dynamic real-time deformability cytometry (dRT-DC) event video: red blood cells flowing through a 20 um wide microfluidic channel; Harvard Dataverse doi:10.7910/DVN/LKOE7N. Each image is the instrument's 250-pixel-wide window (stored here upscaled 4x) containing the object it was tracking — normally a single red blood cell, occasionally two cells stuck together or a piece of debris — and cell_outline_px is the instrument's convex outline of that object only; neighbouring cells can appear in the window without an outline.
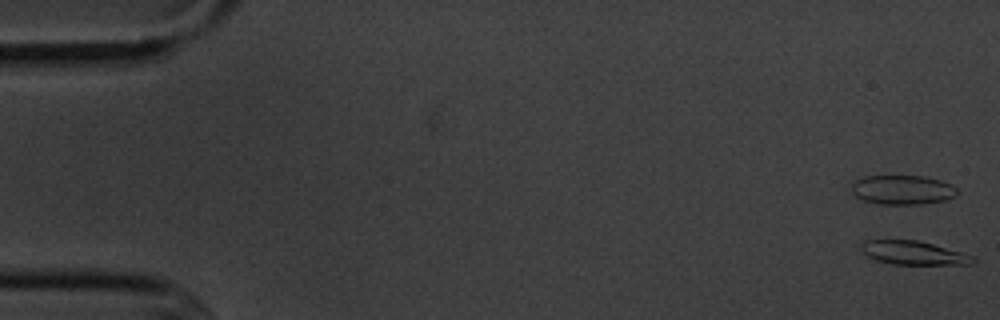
{"species": "common noctule bat (a hibernating species)", "species_latin": "Nyctalus noctula", "temperature_condition": "cold", "stored_images_in_passage": 5, "camera_frame_rate_fps": 3000, "um_per_image_px": 0.085, "animal": {"sex": "male", "body_mass_g": 20.1, "forearm_length_mm": 53.5}, "frame": {"image": 1, "passage_image": 1, "time_ms": 0.0, "image_size_px": [1000, 320], "cell_outline_px": [[976, 260], [972, 264], [892, 264], [876, 260], [860, 252], [860, 240], [916, 240], [932, 244], [960, 252], [972, 256]], "centroid_in_image_um": [77.55, 21.49], "position_along_channel_um": 7.4, "area_um2": 15.32}}